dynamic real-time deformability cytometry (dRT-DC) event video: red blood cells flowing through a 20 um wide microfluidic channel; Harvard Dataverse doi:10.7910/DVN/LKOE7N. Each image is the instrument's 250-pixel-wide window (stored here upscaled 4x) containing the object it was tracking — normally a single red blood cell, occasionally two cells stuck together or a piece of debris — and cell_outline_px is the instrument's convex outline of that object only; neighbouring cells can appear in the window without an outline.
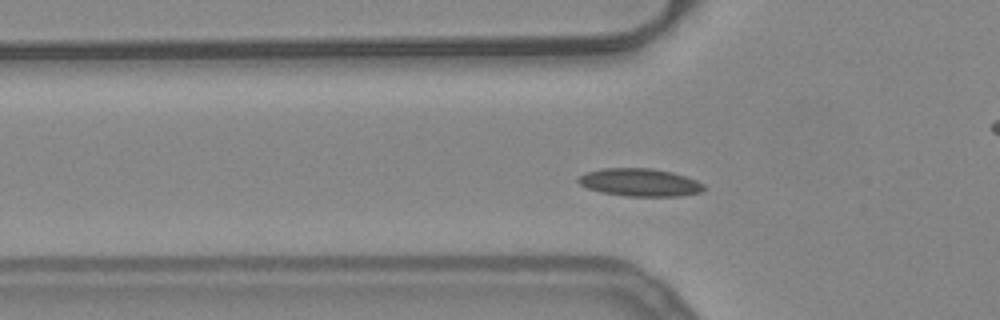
{"species": "common noctule bat (a hibernating species)", "species_latin": "Nyctalus noctula", "temperature_condition": "warm", "stored_images_in_passage": 47, "camera_frame_rate_fps": 3000, "um_per_image_px": 0.085, "animal": {"sex": "female", "body_mass_g": 24.6, "forearm_length_mm": 56.2}, "frame": {"image": 1, "passage_image": 11, "time_ms": 3.333, "image_size_px": [1000, 320], "cell_outline_px": [[704, 188], [700, 192], [680, 196], [628, 196], [600, 192], [588, 188], [580, 184], [576, 180], [584, 172], [604, 168], [652, 168], [672, 172], [696, 180], [704, 184]], "centroid_in_image_um": [54.36, 15.5], "position_along_channel_um": 71.4, "area_um2": 20.29}}
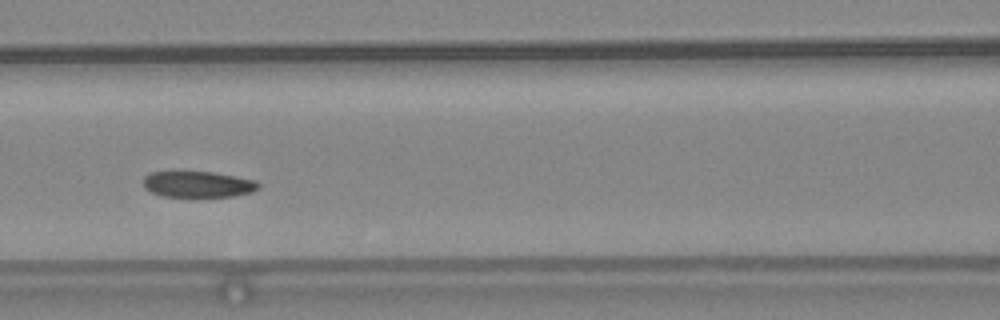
{"frame": {"image": 2, "passage_image": 17, "time_ms": 5.333, "image_size_px": [1000, 320], "cell_outline_px": [[260, 188], [252, 192], [232, 196], [164, 196], [152, 192], [144, 188], [144, 176], [152, 172], [212, 172], [256, 180], [260, 184]], "centroid_in_image_um": [16.85, 15.66], "position_along_channel_um": 149.7, "area_um2": 17.28}}
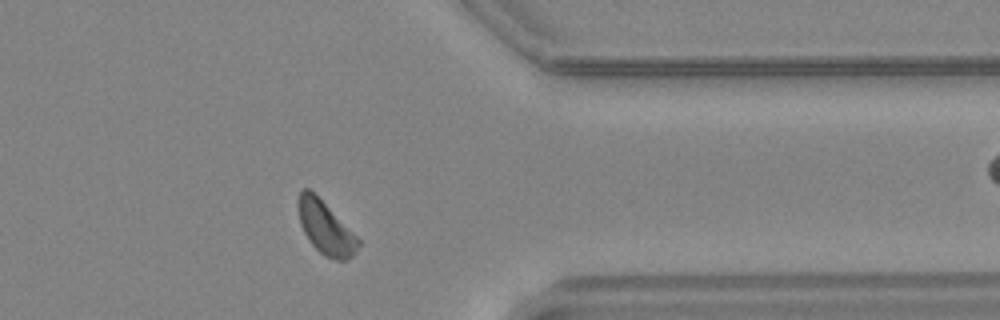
{"frame": {"image": 3, "passage_image": 36, "time_ms": 11.667, "image_size_px": [1000, 320], "cell_outline_px": [[360, 244], [356, 252], [348, 260], [336, 260], [324, 256], [312, 244], [304, 232], [300, 224], [296, 204], [300, 192], [304, 188], [308, 188], [360, 240]], "centroid_in_image_um": [27.65, 19.4], "position_along_channel_um": 383.8, "area_um2": 18.03}, "authors_computed_cell_mechanics": {"area_um2": 18.5538, "velocity_mm_per_s": 3.8858, "shape_relaxation_time_tau1_ms": 2.2788, "shape_relaxation_time_tau2_ms": 8.1867, "deformation_change_tau1": 0.0726, "deformation_change_tau2": 0.1209}}